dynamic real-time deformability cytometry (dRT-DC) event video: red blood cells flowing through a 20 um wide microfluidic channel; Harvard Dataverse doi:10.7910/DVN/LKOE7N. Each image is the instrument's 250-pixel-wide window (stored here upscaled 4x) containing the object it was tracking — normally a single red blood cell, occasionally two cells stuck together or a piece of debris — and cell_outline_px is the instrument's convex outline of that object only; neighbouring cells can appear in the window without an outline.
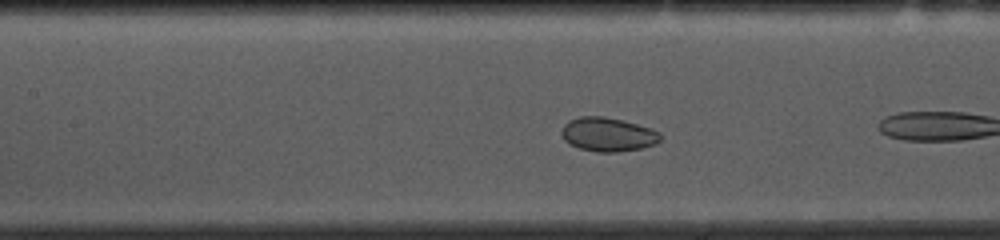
{"species": "common noctule bat (a hibernating species)", "species_latin": "Nyctalus noctula", "temperature_condition": "cold", "stored_images_in_passage": 17, "camera_frame_rate_fps": 3000, "um_per_image_px": 0.085, "animal": {"sex": "female", "body_mass_g": 10.0, "forearm_length_mm": 53.1}, "frame": {"image": 1, "passage_image": 8, "time_ms": 2.333, "image_size_px": [1000, 240], "cell_outline_px": [[660, 140], [656, 144], [640, 148], [616, 152], [596, 152], [580, 148], [564, 140], [560, 132], [564, 124], [568, 120], [580, 116], [604, 116], [652, 128], [660, 132]], "centroid_in_image_um": [51.66, 11.42], "position_along_channel_um": 155.7, "area_um2": 19.48}}